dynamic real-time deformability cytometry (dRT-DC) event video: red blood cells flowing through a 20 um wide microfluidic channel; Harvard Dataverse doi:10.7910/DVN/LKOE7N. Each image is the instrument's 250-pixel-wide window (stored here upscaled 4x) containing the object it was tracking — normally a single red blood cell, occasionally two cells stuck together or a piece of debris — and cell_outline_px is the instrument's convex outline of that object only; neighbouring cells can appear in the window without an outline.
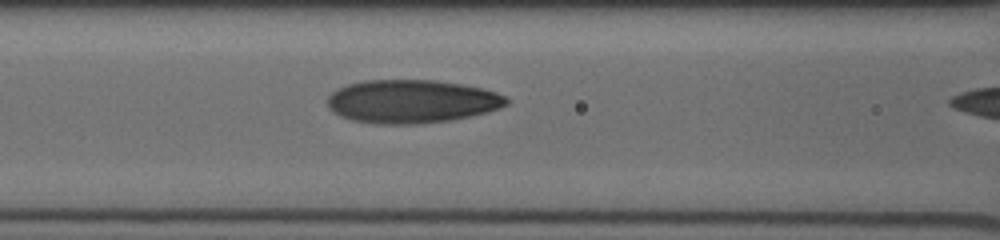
{"species": "human", "species_latin": "Homo sapiens", "temperature_condition": "cold", "stored_images_in_passage": 15, "camera_frame_rate_fps": 3000, "um_per_image_px": 0.085, "donor": {"sex": "male"}, "frame": {"image": 1, "passage_image": 14, "time_ms": 7.0, "image_size_px": [1000, 240], "cell_outline_px": [[508, 104], [500, 108], [488, 112], [452, 120], [416, 124], [376, 124], [352, 120], [340, 116], [332, 112], [328, 108], [328, 96], [332, 92], [348, 84], [364, 80], [432, 80], [460, 84], [484, 88], [496, 92], [504, 96], [508, 100]], "centroid_in_image_um": [34.99, 8.63], "position_along_channel_um": 131.6, "area_um2": 45.32}}